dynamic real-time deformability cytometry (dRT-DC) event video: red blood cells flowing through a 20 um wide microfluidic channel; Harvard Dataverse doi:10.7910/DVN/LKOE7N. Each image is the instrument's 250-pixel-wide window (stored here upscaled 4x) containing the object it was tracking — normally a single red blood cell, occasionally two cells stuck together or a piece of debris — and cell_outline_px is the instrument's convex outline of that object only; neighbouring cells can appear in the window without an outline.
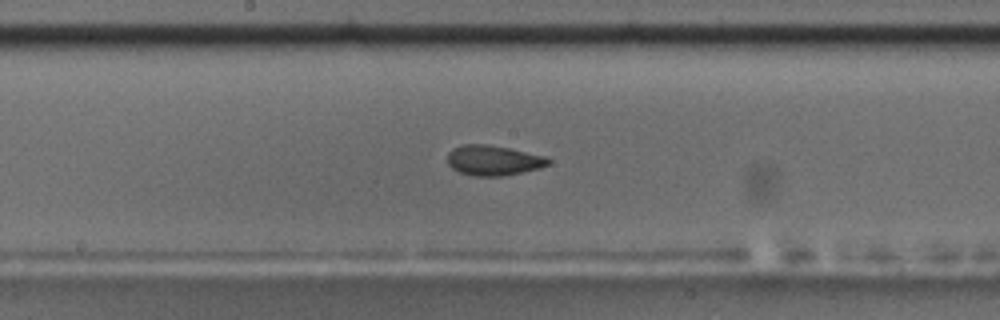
{"species": "common noctule bat (a hibernating species)", "species_latin": "Nyctalus noctula", "temperature_condition": "room temperature", "stored_images_in_passage": 47, "camera_frame_rate_fps": 3000, "um_per_image_px": 0.085, "animal": {"sex": "male", "body_mass_g": 17.5, "forearm_length_mm": 52.3}, "frame": {"image": 1, "passage_image": 21, "time_ms": 6.667, "image_size_px": [1000, 320], "cell_outline_px": [[552, 160], [548, 164], [540, 168], [500, 176], [472, 176], [460, 172], [452, 168], [448, 164], [448, 152], [452, 148], [460, 144], [484, 144], [508, 148], [544, 156]], "centroid_in_image_um": [41.89, 13.62], "position_along_channel_um": 206.3, "area_um2": 17.57}, "authors_computed_cell_mechanics": {"area_um2": 18.3226, "velocity_mm_per_s": 3.7156, "shape_relaxation_time_tau1_ms": 4.6153, "shape_relaxation_time_tau2_ms": 0.9199, "deformation_change_tau1": 0.1522, "deformation_change_tau2": 0.0606}}